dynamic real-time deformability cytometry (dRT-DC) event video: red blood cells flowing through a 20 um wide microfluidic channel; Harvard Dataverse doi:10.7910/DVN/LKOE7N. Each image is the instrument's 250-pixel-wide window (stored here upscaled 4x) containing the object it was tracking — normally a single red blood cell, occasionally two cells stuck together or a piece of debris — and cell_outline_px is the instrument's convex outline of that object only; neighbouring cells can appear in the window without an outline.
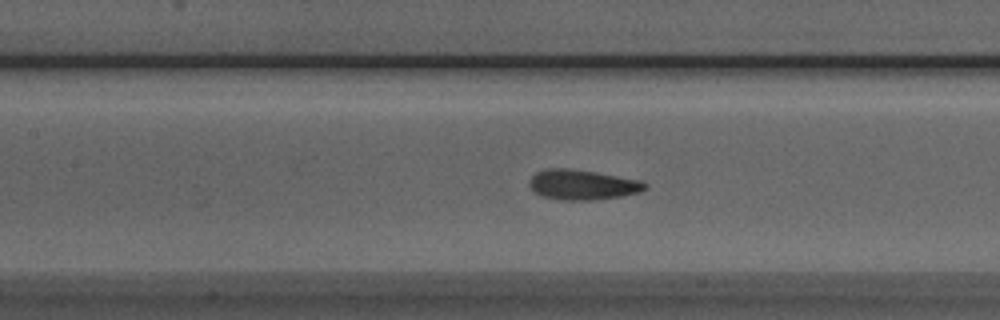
{"species": "Egyptian fruit bat (a non-hibernating species)", "species_latin": "Rousettus aegyptiacus", "temperature_condition": "room temperature", "stored_images_in_passage": 52, "camera_frame_rate_fps": 3000, "um_per_image_px": 0.085, "animal": {"sex": "male"}, "frame": {"image": 1, "passage_image": 22, "time_ms": 7.0, "image_size_px": [1000, 320], "cell_outline_px": [[648, 188], [640, 192], [620, 196], [592, 200], [560, 200], [544, 196], [536, 192], [528, 184], [528, 180], [536, 172], [548, 168], [568, 168], [596, 172], [640, 180], [648, 184]], "centroid_in_image_um": [49.52, 15.69], "position_along_channel_um": 157.9, "area_um2": 20.23}}
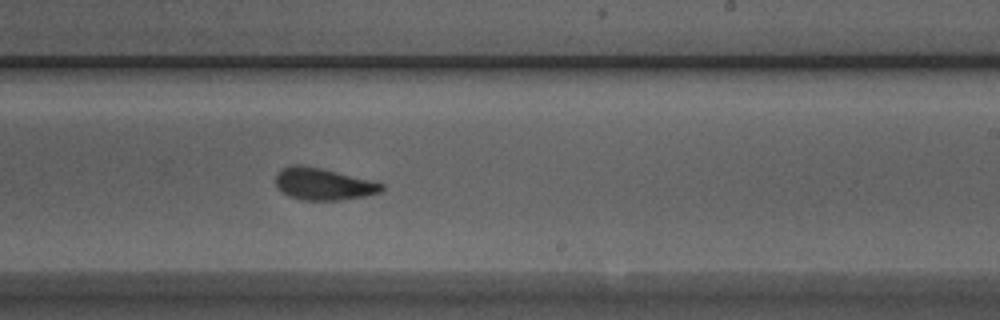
{"frame": {"image": 2, "passage_image": 30, "time_ms": 9.667, "image_size_px": [1000, 320], "cell_outline_px": [[384, 188], [380, 192], [364, 196], [340, 200], [304, 200], [288, 196], [276, 188], [276, 176], [284, 168], [292, 164], [300, 164], [320, 168], [376, 180], [384, 184]], "centroid_in_image_um": [27.51, 15.64], "position_along_channel_um": 261.5, "area_um2": 19.88}}
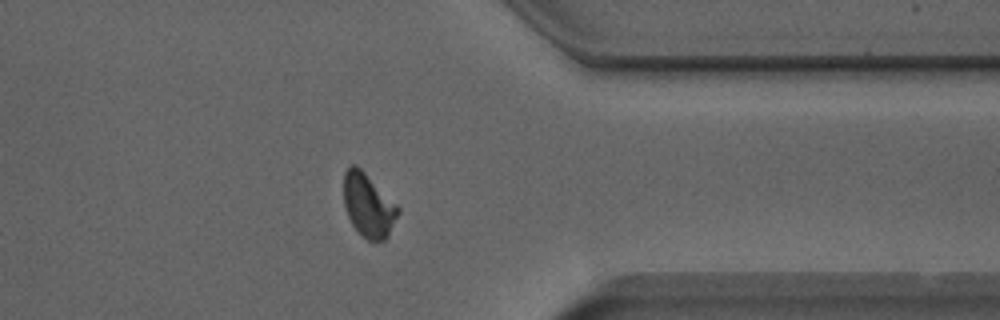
{"frame": {"image": 3, "passage_image": 40, "time_ms": 13.0, "image_size_px": [1000, 320], "cell_outline_px": [[400, 212], [388, 236], [384, 240], [368, 240], [352, 224], [348, 216], [344, 204], [344, 172], [352, 164], [356, 164], [400, 208]], "centroid_in_image_um": [31.31, 17.44], "position_along_channel_um": 380.1, "area_um2": 19.71}, "authors_computed_cell_mechanics": {"area_um2": 19.8254, "velocity_mm_per_s": 3.9064, "shape_relaxation_time_tau1_ms": 3.4197, "shape_relaxation_time_tau2_ms": 1.3856, "deformation_change_tau1": 0.1113, "deformation_change_tau2": 0.0666}}